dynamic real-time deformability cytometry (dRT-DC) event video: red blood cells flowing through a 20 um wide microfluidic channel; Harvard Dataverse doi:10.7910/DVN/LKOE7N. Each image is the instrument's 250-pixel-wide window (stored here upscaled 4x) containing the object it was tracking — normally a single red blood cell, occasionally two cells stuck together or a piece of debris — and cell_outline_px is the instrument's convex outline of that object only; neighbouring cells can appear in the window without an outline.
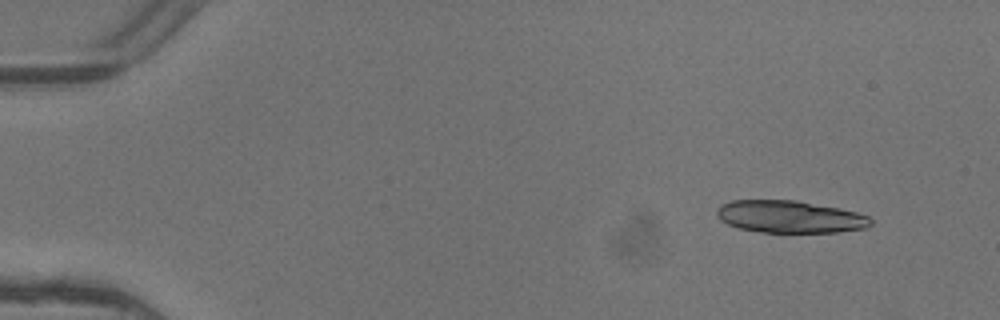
{"species": "common noctule bat (a hibernating species)", "species_latin": "Nyctalus noctula", "temperature_condition": "warm", "stored_images_in_passage": 5, "camera_frame_rate_fps": 3000, "um_per_image_px": 0.085, "animal": {"sex": "female"}, "frame": {"image": 1, "passage_image": 2, "time_ms": 0.333, "image_size_px": [1000, 320], "cell_outline_px": [[872, 224], [868, 228], [840, 232], [760, 232], [736, 228], [720, 220], [716, 216], [716, 208], [720, 204], [732, 200], [796, 200], [840, 208], [856, 212], [868, 216], [872, 220]], "centroid_in_image_um": [67.12, 18.42], "position_along_channel_um": 17.9, "area_um2": 29.3}}